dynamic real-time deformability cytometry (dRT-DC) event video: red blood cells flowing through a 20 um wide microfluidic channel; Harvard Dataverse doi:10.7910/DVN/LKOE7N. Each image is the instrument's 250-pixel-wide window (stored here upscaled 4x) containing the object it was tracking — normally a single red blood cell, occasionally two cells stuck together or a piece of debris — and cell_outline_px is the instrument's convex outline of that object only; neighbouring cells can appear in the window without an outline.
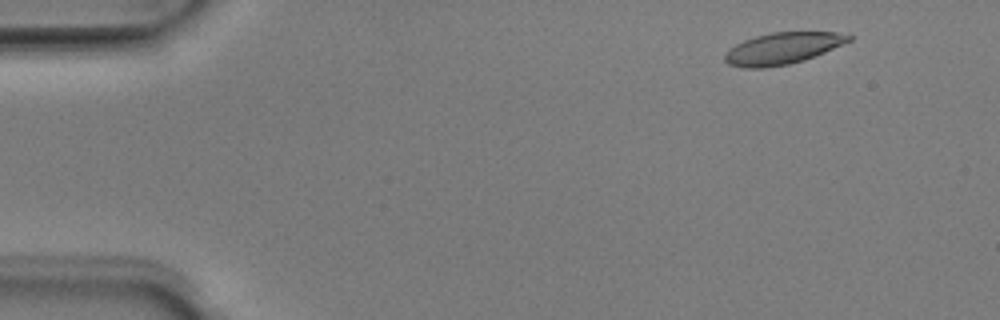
{"species": "Egyptian fruit bat (a non-hibernating species)", "species_latin": "Rousettus aegyptiacus", "temperature_condition": "room temperature", "stored_images_in_passage": 51, "camera_frame_rate_fps": 3000, "um_per_image_px": 0.085, "animal": {"sex": "male"}, "frame": {"image": 1, "passage_image": 5, "time_ms": 1.333, "image_size_px": [1000, 320], "cell_outline_px": [[852, 40], [824, 52], [804, 60], [788, 64], [764, 68], [744, 68], [728, 64], [724, 60], [724, 56], [736, 44], [744, 40], [756, 36], [772, 32], [836, 32], [852, 36]], "centroid_in_image_um": [66.52, 4.11], "position_along_channel_um": 18.5, "area_um2": 22.54}}
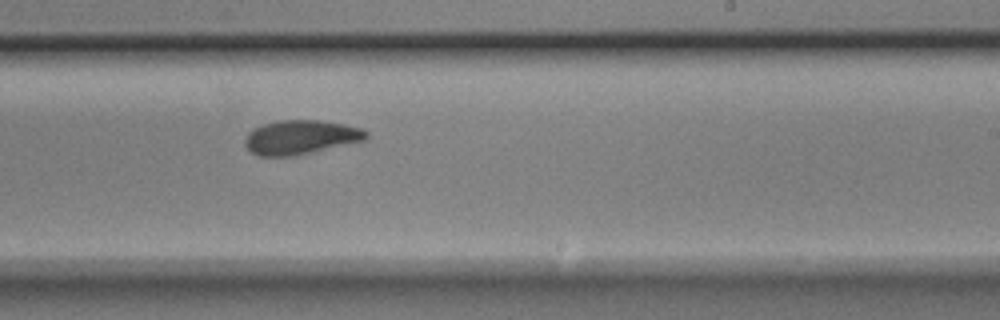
{"frame": {"image": 2, "passage_image": 31, "time_ms": 10.0, "image_size_px": [1000, 320], "cell_outline_px": [[368, 136], [364, 140], [292, 156], [260, 156], [252, 152], [244, 144], [244, 140], [248, 132], [264, 124], [280, 120], [320, 120], [344, 124], [364, 128], [368, 132]], "centroid_in_image_um": [25.56, 11.65], "position_along_channel_um": 263.4, "area_um2": 23.87}}
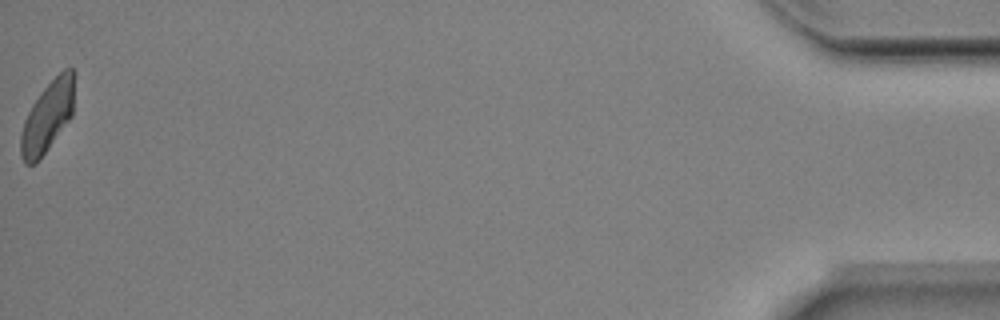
{"frame": {"image": 3, "passage_image": 51, "time_ms": 16.667, "image_size_px": [1000, 320], "cell_outline_px": [[76, 72], [72, 116], [36, 164], [24, 164], [20, 156], [20, 132], [24, 120], [32, 104], [40, 92], [64, 68], [72, 68]], "centroid_in_image_um": [4.04, 9.9], "position_along_channel_um": 431.2, "area_um2": 22.37}, "authors_computed_cell_mechanics": {"area_um2": 23.3512, "velocity_mm_per_s": 3.9724, "shape_relaxation_time_tau1_ms": 4.3301, "shape_relaxation_time_tau2_ms": 2.9859, "deformation_change_tau1": 0.1618, "deformation_change_tau2": 0.0859}}